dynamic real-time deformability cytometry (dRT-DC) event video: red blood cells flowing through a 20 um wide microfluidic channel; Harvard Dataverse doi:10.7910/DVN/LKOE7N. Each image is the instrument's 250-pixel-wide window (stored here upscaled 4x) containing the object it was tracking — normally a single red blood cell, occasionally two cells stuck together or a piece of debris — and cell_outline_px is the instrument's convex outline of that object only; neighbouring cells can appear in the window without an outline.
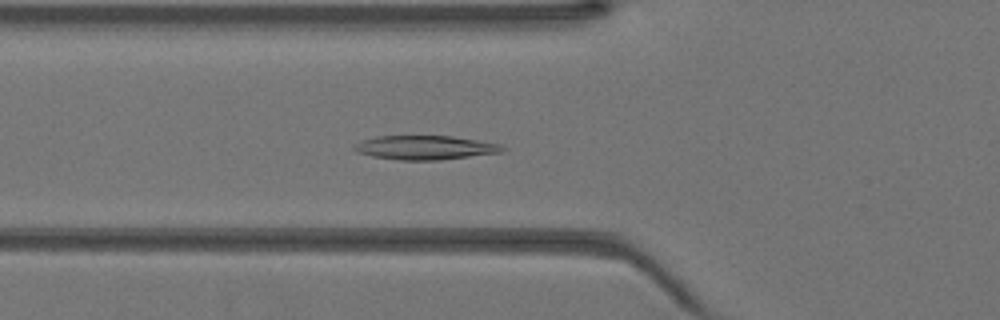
{"species": "Egyptian fruit bat (a non-hibernating species)", "species_latin": "Rousettus aegyptiacus", "temperature_condition": "warm", "stored_images_in_passage": 28, "camera_frame_rate_fps": 3000, "um_per_image_px": 0.085, "animal": {"sex": "female"}, "frame": {"image": 1, "passage_image": 16, "time_ms": 5.0, "image_size_px": [1000, 320], "cell_outline_px": [[504, 152], [440, 160], [400, 160], [372, 156], [356, 152], [352, 148], [360, 140], [376, 136], [452, 136], [500, 144], [504, 148]], "centroid_in_image_um": [36.11, 12.54], "position_along_channel_um": 89.7, "area_um2": 20.75}}
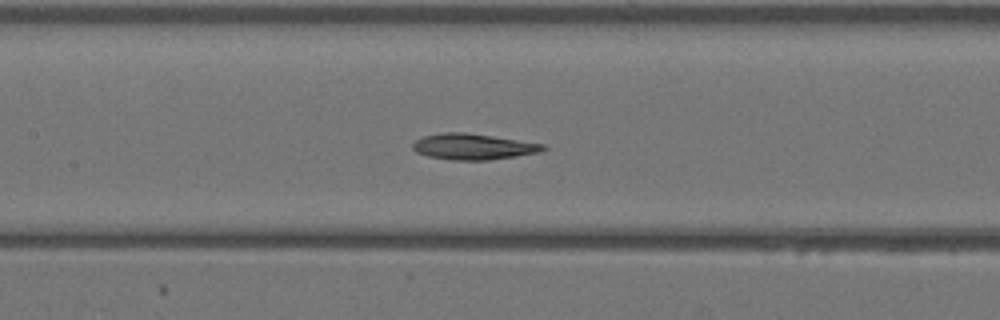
{"frame": {"image": 2, "passage_image": 21, "time_ms": 6.667, "image_size_px": [1000, 320], "cell_outline_px": [[548, 148], [540, 152], [516, 156], [488, 160], [452, 160], [428, 156], [416, 152], [412, 148], [412, 144], [416, 140], [424, 136], [440, 132], [464, 132], [492, 136], [544, 144]], "centroid_in_image_um": [40.2, 12.46], "position_along_channel_um": 167.2, "area_um2": 19.65}}
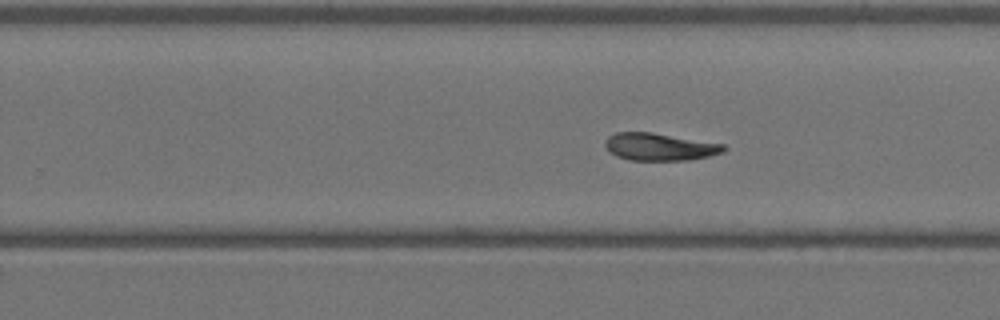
{"frame": {"image": 3, "passage_image": 28, "time_ms": 9.0, "image_size_px": [1000, 320], "cell_outline_px": [[728, 148], [724, 152], [708, 156], [688, 160], [628, 160], [616, 156], [608, 152], [604, 144], [604, 140], [608, 136], [616, 132], [652, 132], [724, 144]], "centroid_in_image_um": [56.04, 12.48], "position_along_channel_um": 273.8, "area_um2": 19.13}}